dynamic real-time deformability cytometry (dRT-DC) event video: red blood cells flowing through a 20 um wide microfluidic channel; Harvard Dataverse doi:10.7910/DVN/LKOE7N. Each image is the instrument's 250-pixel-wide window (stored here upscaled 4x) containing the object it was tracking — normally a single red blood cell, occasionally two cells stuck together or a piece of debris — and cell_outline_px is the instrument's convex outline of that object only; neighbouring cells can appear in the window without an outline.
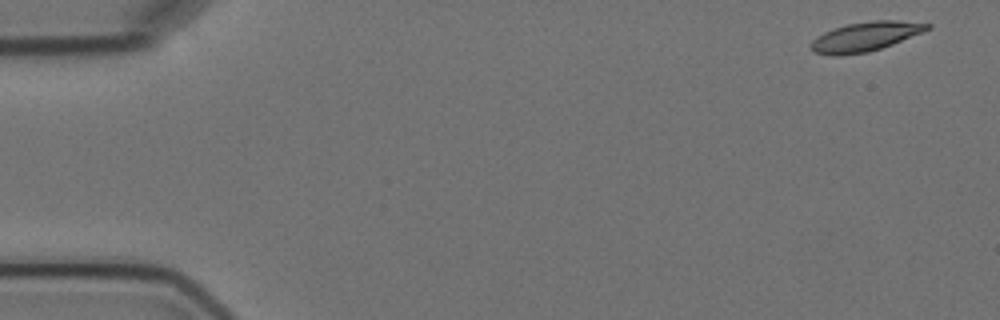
{"species": "Egyptian fruit bat (a non-hibernating species)", "species_latin": "Rousettus aegyptiacus", "temperature_condition": "cold", "stored_images_in_passage": 4, "camera_frame_rate_fps": 3000, "um_per_image_px": 0.085, "animal": {"sex": "female"}, "frame": {"image": 1, "passage_image": 1, "time_ms": 0.0, "image_size_px": [1000, 320], "cell_outline_px": [[932, 28], [892, 44], [868, 52], [836, 56], [832, 56], [812, 52], [812, 40], [816, 36], [824, 32], [848, 24], [872, 20], [896, 20], [932, 24]], "centroid_in_image_um": [73.55, 3.11], "position_along_channel_um": 11.5, "area_um2": 19.71}}
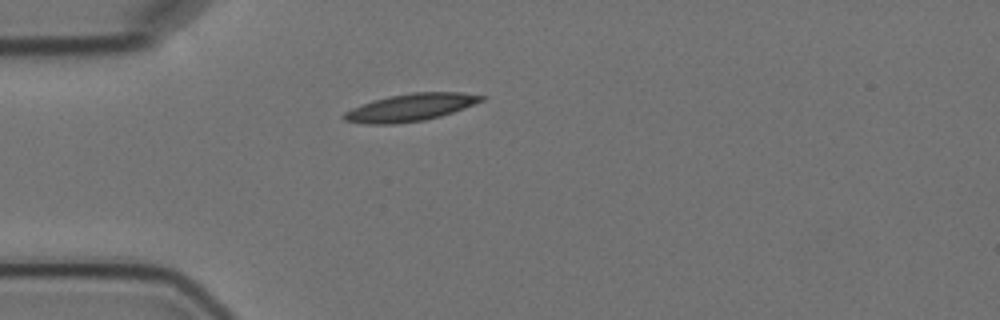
{"frame": {"image": 2, "passage_image": 4, "time_ms": 4.333, "image_size_px": [1000, 320], "cell_outline_px": [[488, 96], [484, 100], [464, 108], [440, 116], [424, 120], [392, 124], [368, 124], [344, 120], [340, 116], [344, 112], [352, 108], [372, 100], [412, 92], [464, 92]], "centroid_in_image_um": [34.91, 9.12], "position_along_channel_um": 50.1, "area_um2": 21.91}}